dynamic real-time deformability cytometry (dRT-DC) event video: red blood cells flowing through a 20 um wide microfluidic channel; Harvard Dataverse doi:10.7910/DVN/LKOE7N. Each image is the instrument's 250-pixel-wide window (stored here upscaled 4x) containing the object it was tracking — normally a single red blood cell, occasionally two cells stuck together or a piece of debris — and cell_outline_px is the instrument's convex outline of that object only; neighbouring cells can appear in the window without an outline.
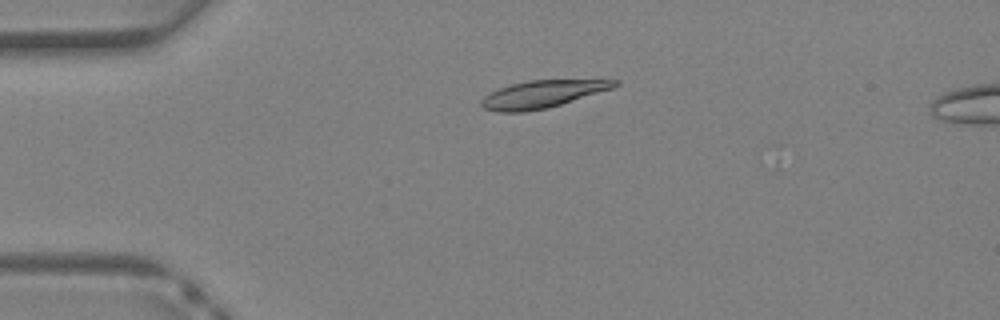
{"species": "Egyptian fruit bat (a non-hibernating species)", "species_latin": "Rousettus aegyptiacus", "temperature_condition": "warm", "stored_images_in_passage": 38, "camera_frame_rate_fps": 3000, "um_per_image_px": 0.085, "animal": {"sex": "female"}, "frame": {"image": 1, "passage_image": 9, "time_ms": 2.667, "image_size_px": [1000, 320], "cell_outline_px": [[620, 84], [612, 88], [548, 108], [524, 112], [496, 112], [484, 108], [480, 104], [480, 100], [488, 92], [512, 84], [528, 80], [620, 80]], "centroid_in_image_um": [46.04, 8.01], "position_along_channel_um": 39.0, "area_um2": 21.15}}
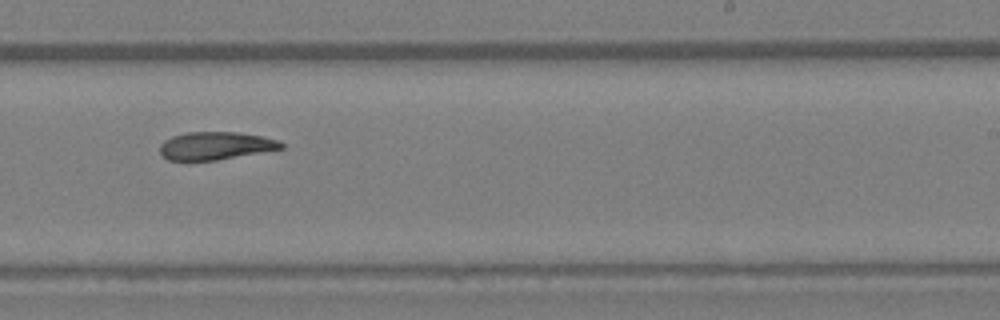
{"frame": {"image": 2, "passage_image": 24, "time_ms": 7.667, "image_size_px": [1000, 320], "cell_outline_px": [[284, 148], [216, 160], [168, 160], [160, 156], [160, 144], [164, 140], [172, 136], [188, 132], [236, 132], [260, 136], [276, 140], [284, 144]], "centroid_in_image_um": [18.26, 12.39], "position_along_channel_um": 270.7, "area_um2": 19.54}}
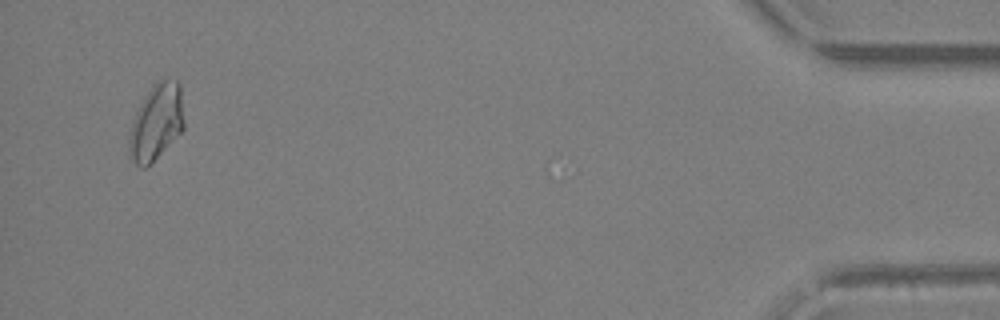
{"frame": {"image": 3, "passage_image": 37, "time_ms": 12.0, "image_size_px": [1000, 320], "cell_outline_px": [[184, 128], [144, 168], [140, 168], [132, 160], [128, 152], [128, 136], [136, 112], [140, 104], [152, 84], [160, 80], [176, 80], [180, 84], [184, 120]], "centroid_in_image_um": [13.27, 10.36], "position_along_channel_um": 421.9, "area_um2": 23.87}}